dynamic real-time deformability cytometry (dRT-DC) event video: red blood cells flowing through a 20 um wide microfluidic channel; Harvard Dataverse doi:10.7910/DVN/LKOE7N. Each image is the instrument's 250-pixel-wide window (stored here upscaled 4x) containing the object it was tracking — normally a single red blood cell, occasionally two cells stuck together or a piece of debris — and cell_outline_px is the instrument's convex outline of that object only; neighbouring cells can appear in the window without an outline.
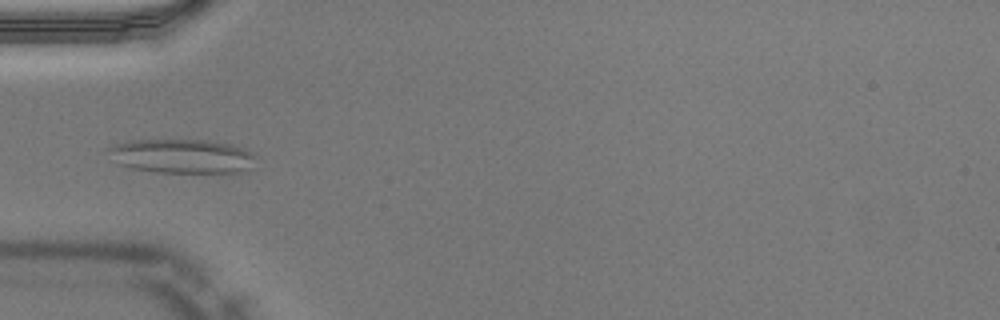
{"species": "Egyptian fruit bat (a non-hibernating species)", "species_latin": "Rousettus aegyptiacus", "temperature_condition": "warm", "stored_images_in_passage": 48, "camera_frame_rate_fps": 3000, "um_per_image_px": 0.085, "animal": {"sex": "male"}, "frame": {"image": 1, "passage_image": 14, "time_ms": 4.333, "image_size_px": [1000, 320], "cell_outline_px": [[256, 156], [252, 168], [240, 172], [156, 172], [132, 168], [120, 164], [104, 148], [112, 144], [128, 140], [208, 140], [232, 144], [244, 148], [252, 152]], "centroid_in_image_um": [15.48, 13.26], "position_along_channel_um": 69.5, "area_um2": 29.54}}
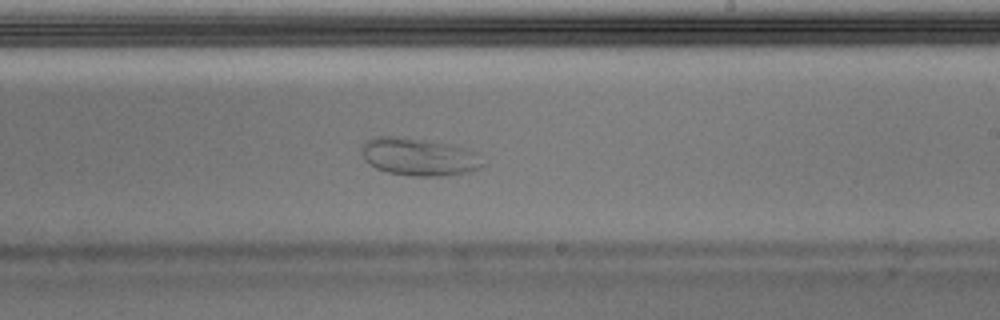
{"frame": {"image": 2, "passage_image": 28, "time_ms": 9.0, "image_size_px": [1000, 320], "cell_outline_px": [[484, 164], [480, 168], [472, 172], [440, 176], [412, 176], [388, 172], [376, 168], [368, 164], [364, 160], [360, 152], [360, 148], [368, 140], [376, 136], [400, 136], [452, 144], [476, 152]], "centroid_in_image_um": [35.59, 13.33], "position_along_channel_um": 253.4, "area_um2": 26.88}}